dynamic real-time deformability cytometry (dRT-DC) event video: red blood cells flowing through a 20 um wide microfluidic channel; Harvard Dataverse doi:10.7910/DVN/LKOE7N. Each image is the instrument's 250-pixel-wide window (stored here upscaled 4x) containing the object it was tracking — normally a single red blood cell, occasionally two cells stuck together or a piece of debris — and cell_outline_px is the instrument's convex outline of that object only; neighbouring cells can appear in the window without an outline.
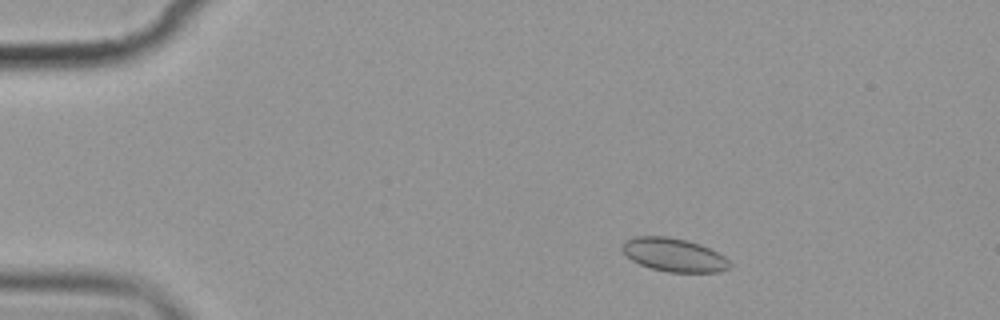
{"species": "common noctule bat (a hibernating species)", "species_latin": "Nyctalus noctula", "temperature_condition": "cold", "stored_images_in_passage": 9, "camera_frame_rate_fps": 3000, "um_per_image_px": 0.085, "animal": {"sex": "female", "body_mass_g": 19.9}, "frame": {"image": 1, "passage_image": 3, "time_ms": 2.333, "image_size_px": [1000, 320], "cell_outline_px": [[732, 268], [720, 272], [668, 272], [652, 268], [640, 264], [632, 260], [620, 248], [620, 244], [624, 240], [636, 236], [668, 236], [688, 240], [700, 244], [724, 256], [732, 264]], "centroid_in_image_um": [57.28, 21.66], "position_along_channel_um": 27.7, "area_um2": 21.1}}
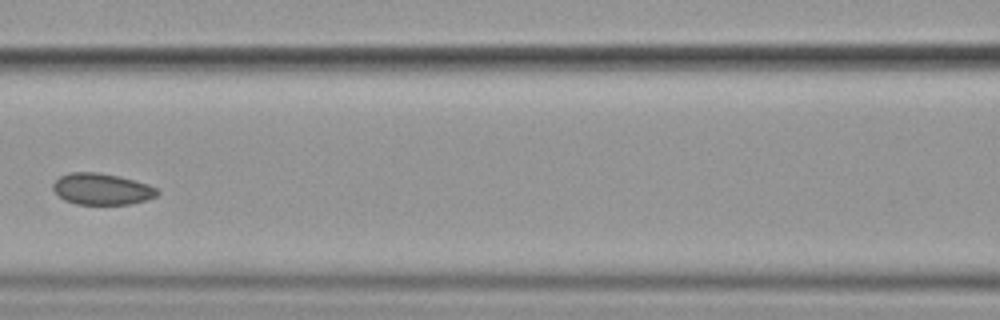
{"frame": {"image": 2, "passage_image": 7, "time_ms": 8.0, "image_size_px": [1000, 320], "cell_outline_px": [[160, 192], [156, 196], [132, 204], [76, 204], [64, 200], [52, 188], [52, 184], [60, 176], [68, 172], [96, 172], [116, 176], [148, 184], [156, 188]], "centroid_in_image_um": [8.63, 16.07], "position_along_channel_um": 158.0, "area_um2": 18.9}}
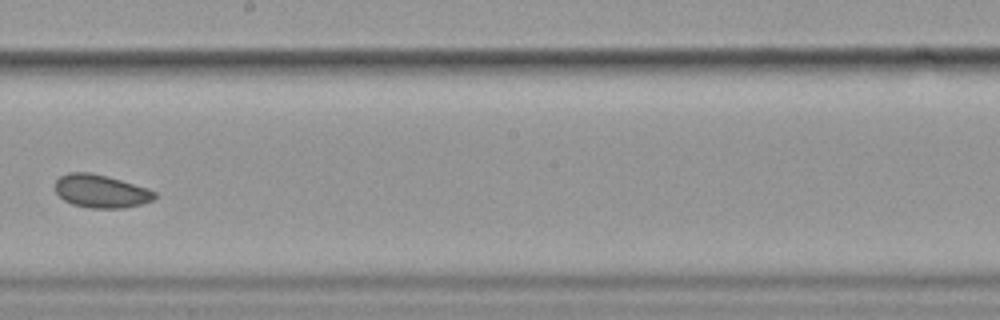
{"frame": {"image": 3, "passage_image": 9, "time_ms": 10.333, "image_size_px": [1000, 320], "cell_outline_px": [[156, 196], [152, 200], [140, 204], [124, 208], [92, 208], [72, 204], [64, 200], [56, 192], [56, 180], [60, 176], [68, 172], [92, 172], [108, 176], [156, 192]], "centroid_in_image_um": [8.54, 16.24], "position_along_channel_um": 239.7, "area_um2": 18.96}}